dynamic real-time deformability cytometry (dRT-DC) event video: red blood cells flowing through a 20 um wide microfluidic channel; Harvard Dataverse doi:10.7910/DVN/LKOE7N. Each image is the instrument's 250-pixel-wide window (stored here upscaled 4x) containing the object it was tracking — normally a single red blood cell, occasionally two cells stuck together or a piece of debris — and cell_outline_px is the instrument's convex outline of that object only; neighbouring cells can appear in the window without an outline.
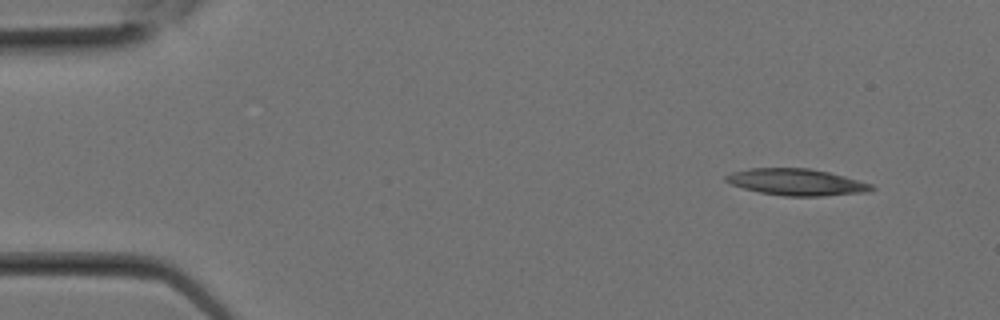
{"species": "Egyptian fruit bat (a non-hibernating species)", "species_latin": "Rousettus aegyptiacus", "temperature_condition": "room temperature", "stored_images_in_passage": 2, "camera_frame_rate_fps": 3000, "um_per_image_px": 0.085, "animal": {"sex": "female"}, "frame": {"image": 1, "passage_image": 2, "time_ms": 0.333, "image_size_px": [1000, 320], "cell_outline_px": [[876, 188], [868, 192], [824, 196], [784, 196], [760, 192], [744, 188], [732, 184], [724, 180], [724, 176], [732, 172], [748, 168], [808, 168], [828, 172], [844, 176], [872, 184]], "centroid_in_image_um": [67.71, 15.48], "position_along_channel_um": 17.3, "area_um2": 22.54}}